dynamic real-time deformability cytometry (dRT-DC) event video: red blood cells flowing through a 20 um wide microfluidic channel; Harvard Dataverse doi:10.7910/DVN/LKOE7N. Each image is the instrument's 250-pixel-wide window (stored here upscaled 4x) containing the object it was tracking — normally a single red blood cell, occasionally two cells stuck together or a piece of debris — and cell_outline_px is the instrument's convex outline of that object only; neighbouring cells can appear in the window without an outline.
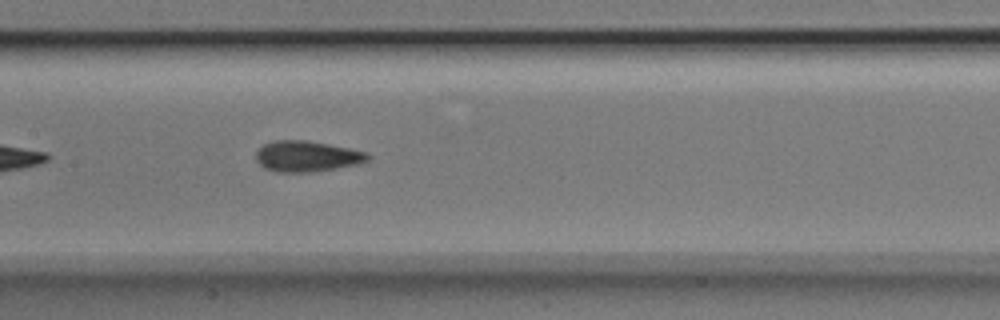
{"species": "Egyptian fruit bat (a non-hibernating species)", "species_latin": "Rousettus aegyptiacus", "temperature_condition": "room temperature", "stored_images_in_passage": 19, "camera_frame_rate_fps": 3000, "um_per_image_px": 0.085, "animal": {"sex": "male"}, "frame": {"image": 1, "passage_image": 11, "time_ms": 3.333, "image_size_px": [1000, 320], "cell_outline_px": [[372, 156], [368, 160], [360, 164], [308, 172], [276, 172], [264, 168], [256, 160], [256, 152], [264, 144], [272, 140], [308, 140], [368, 152]], "centroid_in_image_um": [26.09, 13.28], "position_along_channel_um": 181.3, "area_um2": 20.11}}
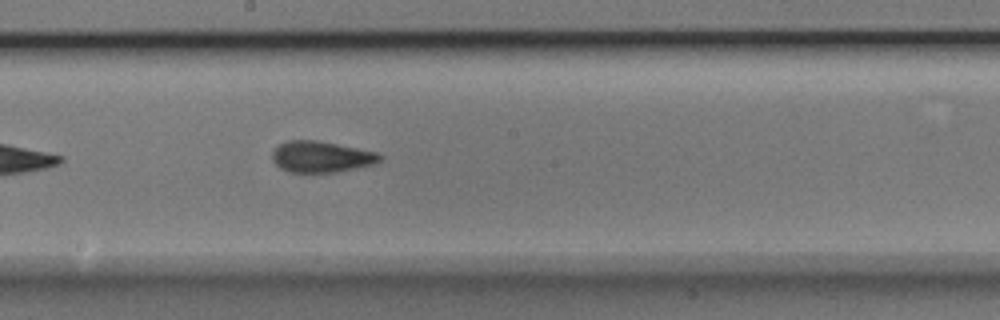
{"frame": {"image": 2, "passage_image": 14, "time_ms": 4.333, "image_size_px": [1000, 320], "cell_outline_px": [[384, 156], [376, 164], [336, 172], [288, 172], [280, 168], [272, 160], [272, 152], [280, 144], [288, 140], [316, 140], [380, 152]], "centroid_in_image_um": [27.34, 13.32], "position_along_channel_um": 220.9, "area_um2": 19.71}}